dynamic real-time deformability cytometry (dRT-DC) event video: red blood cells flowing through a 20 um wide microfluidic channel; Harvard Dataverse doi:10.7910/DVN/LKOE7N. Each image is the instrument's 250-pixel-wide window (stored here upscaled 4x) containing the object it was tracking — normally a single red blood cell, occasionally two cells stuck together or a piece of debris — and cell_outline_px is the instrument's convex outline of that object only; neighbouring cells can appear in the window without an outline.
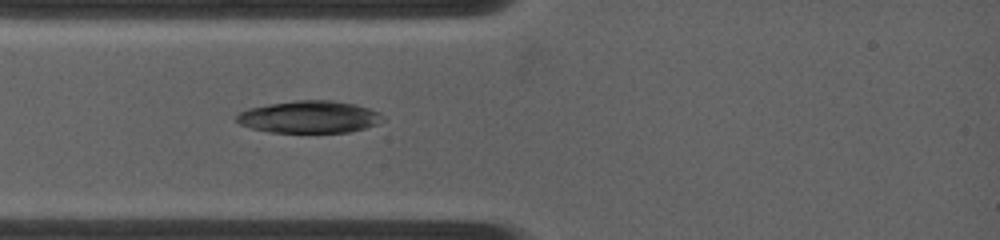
{"species": "common noctule bat (a hibernating species)", "species_latin": "Nyctalus noctula", "temperature_condition": "warm", "stored_images_in_passage": 49, "camera_frame_rate_fps": 4500, "um_per_image_px": 0.085, "animal": {"sex": "female", "body_mass_g": 19.0, "forearm_length_mm": 53.3}, "frame": {"image": 1, "passage_image": 1, "time_ms": 0.0, "image_size_px": [1000, 240], "cell_outline_px": [[384, 120], [376, 124], [364, 128], [348, 132], [268, 132], [252, 128], [240, 124], [236, 120], [236, 116], [240, 112], [248, 108], [268, 104], [296, 100], [332, 100], [356, 104], [380, 112], [384, 116]], "centroid_in_image_um": [26.3, 9.93], "position_along_channel_um": 58.7, "area_um2": 27.46}}
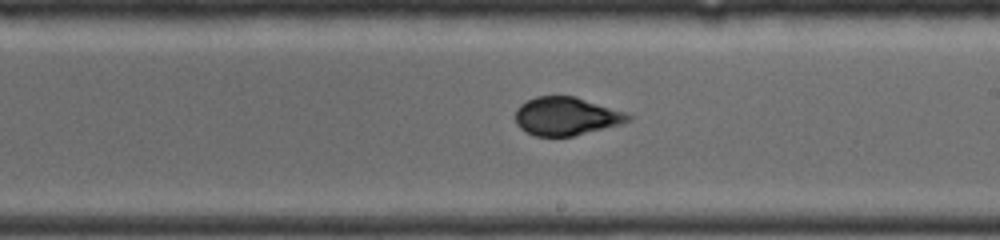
{"frame": {"image": 2, "passage_image": 22, "time_ms": 4.667, "image_size_px": [1000, 240], "cell_outline_px": [[632, 116], [628, 120], [616, 124], [572, 136], [536, 136], [520, 128], [516, 124], [516, 112], [520, 104], [536, 96], [576, 96], [624, 112]], "centroid_in_image_um": [48.06, 9.86], "position_along_channel_um": 240.9, "area_um2": 24.51}}
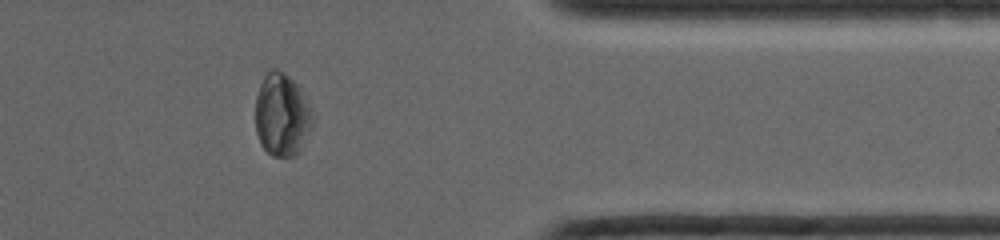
{"frame": {"image": 3, "passage_image": 41, "time_ms": 8.889, "image_size_px": [1000, 240], "cell_outline_px": [[316, 116], [300, 152], [296, 156], [272, 156], [260, 144], [256, 132], [256, 96], [260, 84], [264, 76], [272, 68], [276, 68], [288, 76], [296, 84]], "centroid_in_image_um": [23.97, 9.79], "position_along_channel_um": 387.4, "area_um2": 27.63}}